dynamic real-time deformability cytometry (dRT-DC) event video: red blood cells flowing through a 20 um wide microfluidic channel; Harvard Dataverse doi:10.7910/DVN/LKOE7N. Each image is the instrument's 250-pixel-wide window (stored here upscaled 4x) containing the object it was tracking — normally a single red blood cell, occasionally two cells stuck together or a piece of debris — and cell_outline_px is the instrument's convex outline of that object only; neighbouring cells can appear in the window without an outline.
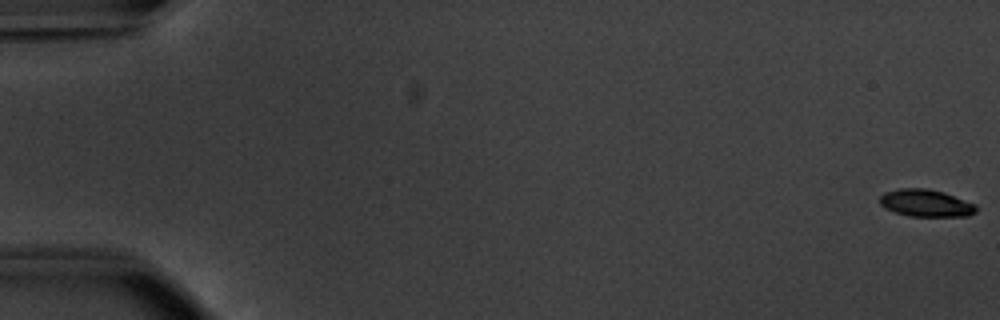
{"species": "common noctule bat (a hibernating species)", "species_latin": "Nyctalus noctula", "temperature_condition": "warm", "stored_images_in_passage": 54, "camera_frame_rate_fps": 3000, "um_per_image_px": 0.085, "animal": {"sex": "male", "body_mass_g": 20.1, "forearm_length_mm": 53.5}, "frame": {"image": 1, "passage_image": 1, "time_ms": 0.0, "image_size_px": [1000, 320], "cell_outline_px": [[976, 212], [968, 216], [908, 216], [884, 208], [880, 204], [880, 196], [884, 192], [900, 188], [928, 188], [944, 192], [976, 204]], "centroid_in_image_um": [78.69, 17.25], "position_along_channel_um": 6.3, "area_um2": 15.37}}
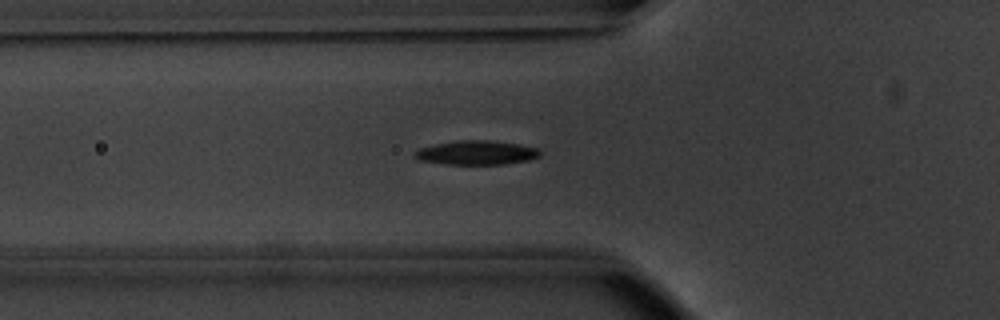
{"frame": {"image": 2, "passage_image": 20, "time_ms": 6.333, "image_size_px": [1000, 320], "cell_outline_px": [[540, 156], [532, 160], [504, 164], [444, 164], [420, 160], [412, 156], [420, 148], [436, 144], [460, 140], [488, 140], [516, 144], [536, 148], [540, 152]], "centroid_in_image_um": [40.51, 12.99], "position_along_channel_um": 85.3, "area_um2": 17.46}}
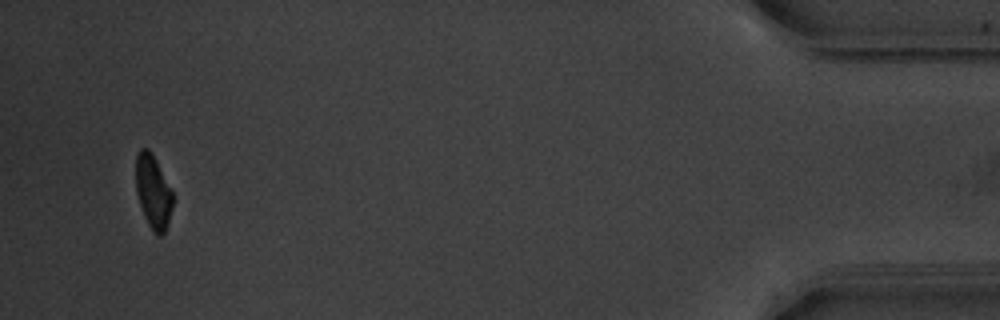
{"frame": {"image": 3, "passage_image": 52, "time_ms": 17.0, "image_size_px": [1000, 320], "cell_outline_px": [[172, 208], [164, 232], [160, 236], [156, 236], [152, 232], [144, 216], [136, 192], [136, 152], [140, 148], [148, 148], [156, 160], [172, 192]], "centroid_in_image_um": [12.99, 16.3], "position_along_channel_um": 422.2, "area_um2": 15.66}, "authors_computed_cell_mechanics": {"area_um2": 17.1377, "velocity_mm_per_s": 3.8488, "shape_relaxation_time_tau1_ms": 5.3401, "shape_relaxation_time_tau2_ms": null, "deformation_change_tau1": 0.2191, "deformation_change_tau2": null}}